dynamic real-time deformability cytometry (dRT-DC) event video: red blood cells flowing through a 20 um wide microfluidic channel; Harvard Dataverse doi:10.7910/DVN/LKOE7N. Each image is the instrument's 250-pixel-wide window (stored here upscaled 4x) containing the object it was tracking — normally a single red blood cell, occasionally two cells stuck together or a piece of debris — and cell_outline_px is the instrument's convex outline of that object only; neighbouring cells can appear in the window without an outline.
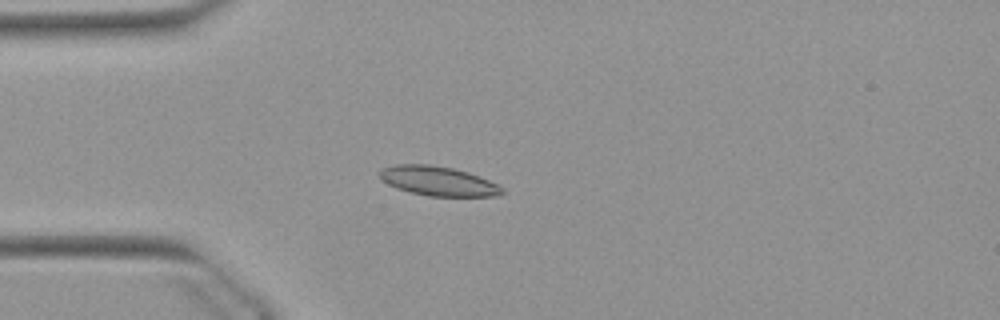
{"species": "Egyptian fruit bat (a non-hibernating species)", "species_latin": "Rousettus aegyptiacus", "temperature_condition": "warm", "stored_images_in_passage": 51, "camera_frame_rate_fps": 3000, "um_per_image_px": 0.085, "animal": {"sex": "female"}, "frame": {"image": 1, "passage_image": 13, "time_ms": 4.0, "image_size_px": [1000, 320], "cell_outline_px": [[504, 192], [496, 196], [428, 196], [396, 188], [388, 184], [380, 176], [380, 172], [384, 168], [396, 164], [428, 164], [452, 168], [468, 172], [488, 180], [504, 188]], "centroid_in_image_um": [37.26, 15.39], "position_along_channel_um": 47.7, "area_um2": 20.69}}
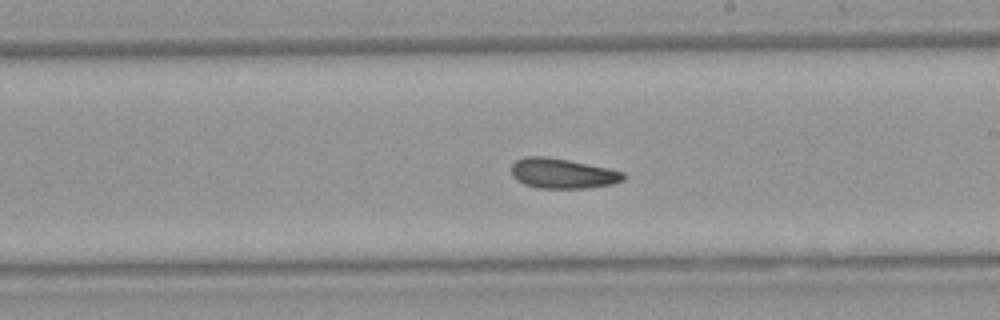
{"frame": {"image": 2, "passage_image": 29, "time_ms": 9.333, "image_size_px": [1000, 320], "cell_outline_px": [[624, 180], [612, 184], [588, 188], [540, 188], [524, 184], [516, 180], [512, 176], [512, 164], [516, 160], [524, 156], [548, 156], [608, 168], [624, 172]], "centroid_in_image_um": [47.79, 14.74], "position_along_channel_um": 241.2, "area_um2": 19.65}}
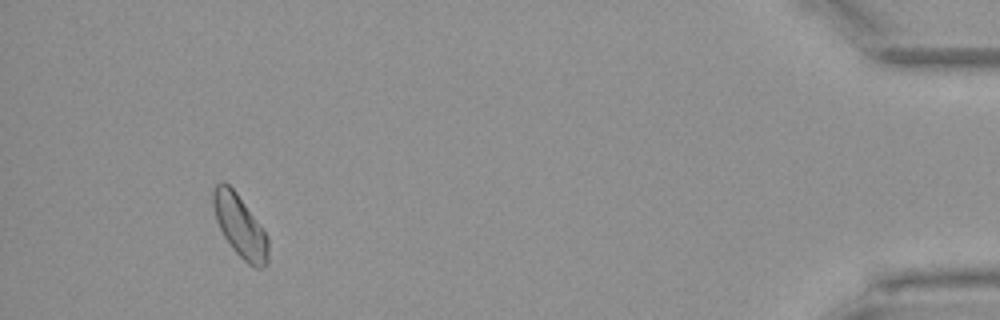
{"frame": {"image": 3, "passage_image": 48, "time_ms": 15.667, "image_size_px": [1000, 320], "cell_outline_px": [[268, 264], [260, 268], [256, 268], [248, 264], [232, 248], [224, 236], [216, 220], [212, 204], [212, 192], [216, 184], [224, 180], [236, 192], [264, 228], [268, 236]], "centroid_in_image_um": [20.41, 19.2], "position_along_channel_um": 414.8, "area_um2": 20.11}, "authors_computed_cell_mechanics": {"area_um2": 19.7676, "velocity_mm_per_s": 3.8817, "shape_relaxation_time_tau1_ms": 6.6773, "shape_relaxation_time_tau2_ms": 11.3441, "deformation_change_tau1": 0.133, "deformation_change_tau2": 0.1552}}